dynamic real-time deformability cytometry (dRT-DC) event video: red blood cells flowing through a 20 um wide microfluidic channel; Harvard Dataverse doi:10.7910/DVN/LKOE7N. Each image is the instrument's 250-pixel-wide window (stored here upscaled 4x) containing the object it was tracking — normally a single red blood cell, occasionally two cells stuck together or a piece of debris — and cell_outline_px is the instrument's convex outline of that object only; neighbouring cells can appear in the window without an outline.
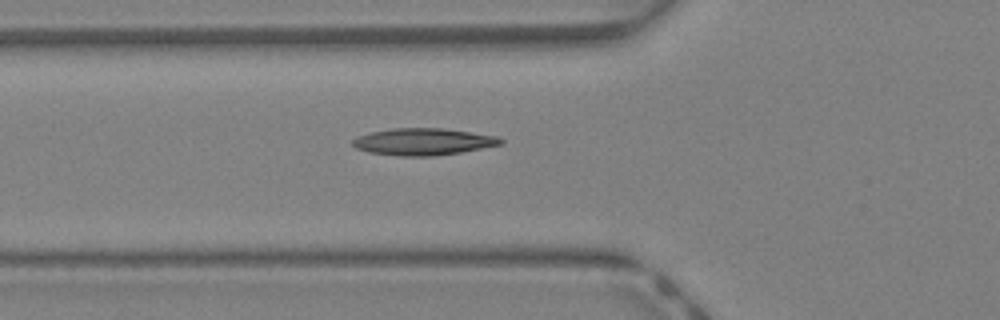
{"species": "Egyptian fruit bat (a non-hibernating species)", "species_latin": "Rousettus aegyptiacus", "temperature_condition": "warm", "stored_images_in_passage": 31, "camera_frame_rate_fps": 3000, "um_per_image_px": 0.085, "animal": {"sex": "female"}, "frame": {"image": 1, "passage_image": 6, "time_ms": 1.667, "image_size_px": [1000, 320], "cell_outline_px": [[504, 140], [500, 144], [460, 152], [432, 156], [400, 156], [368, 152], [356, 148], [352, 144], [352, 140], [356, 136], [372, 132], [392, 128], [444, 128], [500, 136]], "centroid_in_image_um": [35.96, 12.03], "position_along_channel_um": 89.8, "area_um2": 23.18}}
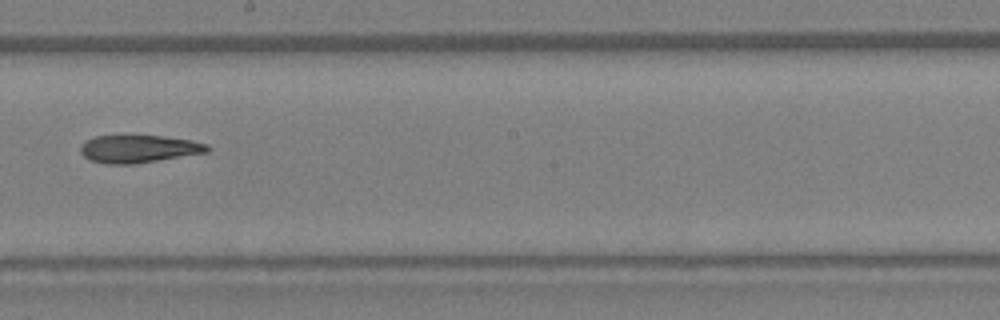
{"frame": {"image": 2, "passage_image": 15, "time_ms": 4.667, "image_size_px": [1000, 320], "cell_outline_px": [[208, 152], [136, 164], [108, 164], [88, 160], [80, 152], [80, 144], [96, 136], [164, 136], [192, 140], [208, 144]], "centroid_in_image_um": [11.78, 12.66], "position_along_channel_um": 236.4, "area_um2": 20.46}}
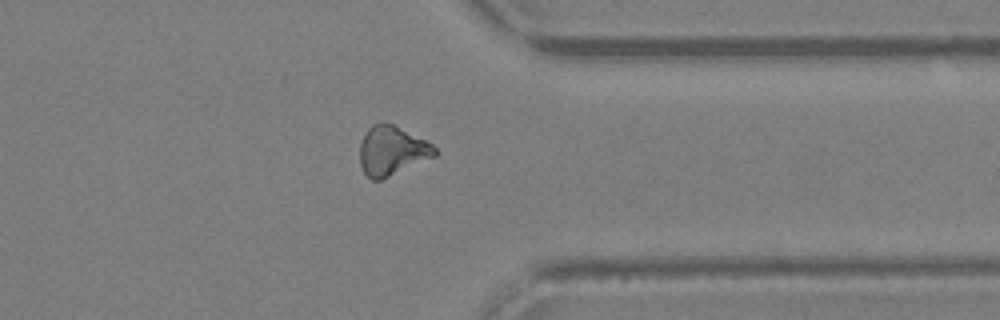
{"frame": {"image": 3, "passage_image": 24, "time_ms": 7.667, "image_size_px": [1000, 320], "cell_outline_px": [[440, 152], [436, 156], [380, 180], [372, 180], [364, 172], [360, 164], [360, 144], [364, 132], [372, 124], [392, 124], [432, 144]], "centroid_in_image_um": [33.31, 12.82], "position_along_channel_um": 378.1, "area_um2": 21.27}}